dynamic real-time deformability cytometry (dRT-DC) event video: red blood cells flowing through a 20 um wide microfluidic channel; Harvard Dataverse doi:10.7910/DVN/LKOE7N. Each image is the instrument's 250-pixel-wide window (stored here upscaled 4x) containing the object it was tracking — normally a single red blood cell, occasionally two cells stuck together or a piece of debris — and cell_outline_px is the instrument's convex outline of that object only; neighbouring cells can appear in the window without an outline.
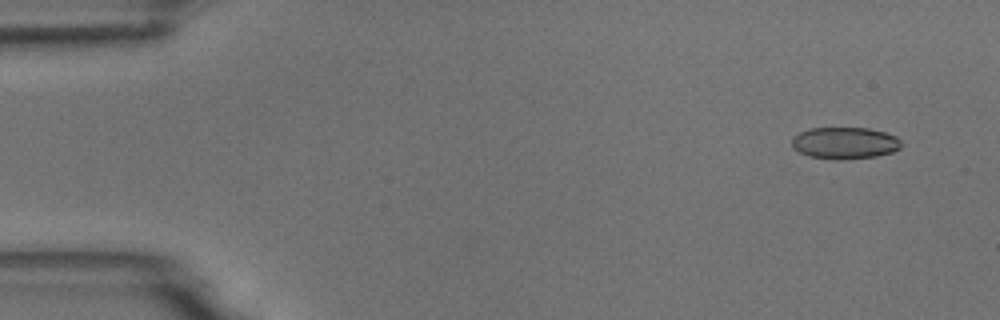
{"species": "common noctule bat (a hibernating species)", "species_latin": "Nyctalus noctula", "temperature_condition": "room temperature", "stored_images_in_passage": 5, "camera_frame_rate_fps": 3000, "um_per_image_px": 0.085, "animal": {"sex": "male", "body_mass_g": 18.8}, "frame": {"image": 1, "passage_image": 1, "time_ms": 0.0, "image_size_px": [1000, 320], "cell_outline_px": [[900, 148], [892, 152], [876, 156], [840, 160], [836, 160], [808, 156], [800, 152], [792, 144], [792, 140], [800, 132], [812, 128], [868, 128], [884, 132], [896, 136], [900, 140]], "centroid_in_image_um": [71.83, 12.16], "position_along_channel_um": 13.2, "area_um2": 20.06}}
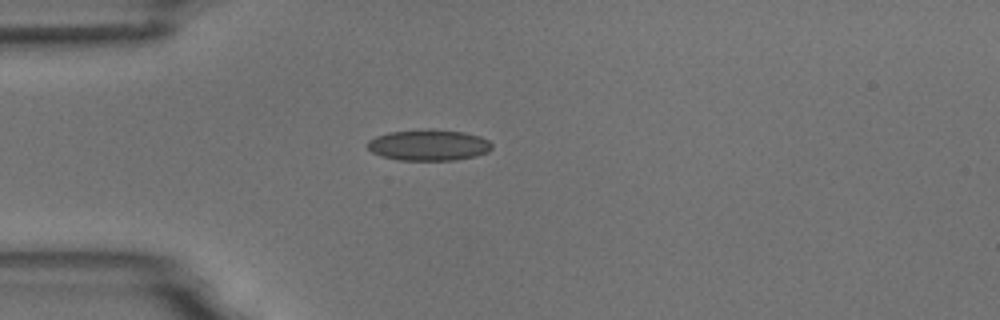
{"frame": {"image": 2, "passage_image": 4, "time_ms": 3.667, "image_size_px": [1000, 320], "cell_outline_px": [[492, 148], [488, 152], [476, 156], [456, 160], [396, 160], [380, 156], [372, 152], [364, 144], [368, 140], [376, 136], [388, 132], [428, 128], [464, 132], [480, 136], [488, 140], [492, 144]], "centroid_in_image_um": [36.41, 12.32], "position_along_channel_um": 48.6, "area_um2": 22.95}}